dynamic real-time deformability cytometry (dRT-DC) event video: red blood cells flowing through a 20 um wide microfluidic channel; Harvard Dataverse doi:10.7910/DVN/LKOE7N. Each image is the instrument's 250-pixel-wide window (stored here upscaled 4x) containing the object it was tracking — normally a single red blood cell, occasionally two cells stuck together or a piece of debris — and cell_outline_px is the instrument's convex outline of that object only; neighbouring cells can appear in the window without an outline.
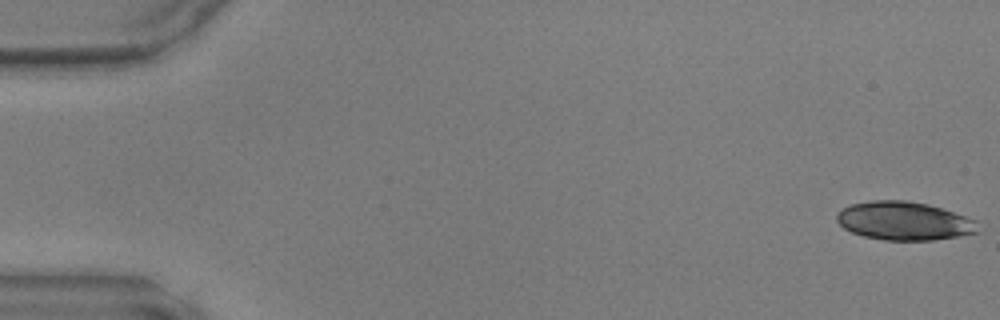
{"species": "common noctule bat (a hibernating species)", "species_latin": "Nyctalus noctula", "temperature_condition": "warm", "stored_images_in_passage": 47, "camera_frame_rate_fps": 3000, "um_per_image_px": 0.085, "animal": {"sex": "male", "body_mass_g": 17.9, "forearm_length_mm": 54.2}, "frame": {"image": 1, "passage_image": 1, "time_ms": 0.0, "image_size_px": [1000, 320], "cell_outline_px": [[980, 232], [932, 240], [884, 240], [864, 236], [852, 232], [844, 228], [836, 220], [836, 212], [852, 204], [872, 200], [904, 200], [928, 204], [976, 220]], "centroid_in_image_um": [76.83, 18.78], "position_along_channel_um": 8.2, "area_um2": 31.44}}